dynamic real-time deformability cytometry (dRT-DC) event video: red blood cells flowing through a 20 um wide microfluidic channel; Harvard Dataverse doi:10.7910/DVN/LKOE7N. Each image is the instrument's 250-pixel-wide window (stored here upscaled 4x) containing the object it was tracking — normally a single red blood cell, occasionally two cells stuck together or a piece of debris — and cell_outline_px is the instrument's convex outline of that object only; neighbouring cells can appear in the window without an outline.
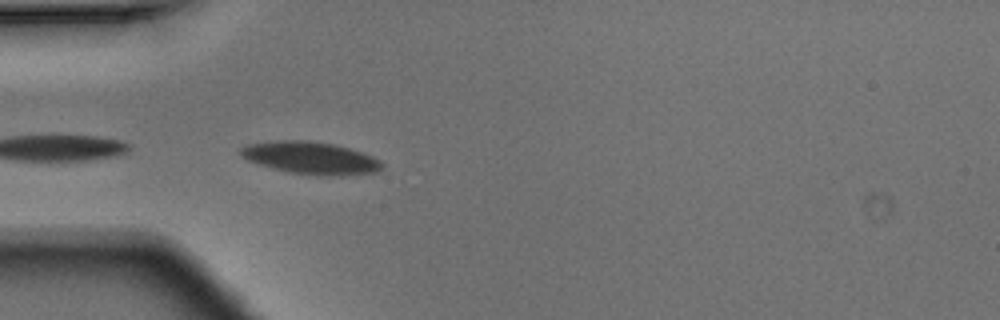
{"species": "Egyptian fruit bat (a non-hibernating species)", "species_latin": "Rousettus aegyptiacus", "temperature_condition": "warm", "stored_images_in_passage": 4, "camera_frame_rate_fps": 3000, "um_per_image_px": 0.085, "animal": {"sex": "male"}, "frame": {"image": 1, "passage_image": 4, "time_ms": 1.0, "image_size_px": [1000, 320], "cell_outline_px": [[384, 168], [376, 172], [344, 176], [320, 176], [288, 172], [260, 164], [248, 160], [240, 156], [240, 148], [248, 144], [280, 140], [308, 140], [332, 144], [348, 148], [372, 156], [380, 160], [384, 164]], "centroid_in_image_um": [26.44, 13.44], "position_along_channel_um": 58.6, "area_um2": 26.7}}